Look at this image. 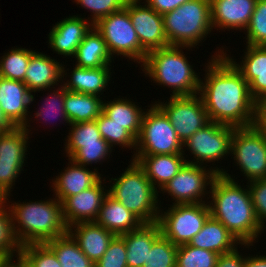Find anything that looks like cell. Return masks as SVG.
<instances>
[{"instance_id": "obj_34", "label": "cell", "mask_w": 266, "mask_h": 267, "mask_svg": "<svg viewBox=\"0 0 266 267\" xmlns=\"http://www.w3.org/2000/svg\"><path fill=\"white\" fill-rule=\"evenodd\" d=\"M34 51L22 47L8 50L0 60V77L24 82L26 69Z\"/></svg>"}, {"instance_id": "obj_23", "label": "cell", "mask_w": 266, "mask_h": 267, "mask_svg": "<svg viewBox=\"0 0 266 267\" xmlns=\"http://www.w3.org/2000/svg\"><path fill=\"white\" fill-rule=\"evenodd\" d=\"M67 232L77 242L82 252L96 263L116 236L96 222H82L68 227Z\"/></svg>"}, {"instance_id": "obj_1", "label": "cell", "mask_w": 266, "mask_h": 267, "mask_svg": "<svg viewBox=\"0 0 266 267\" xmlns=\"http://www.w3.org/2000/svg\"><path fill=\"white\" fill-rule=\"evenodd\" d=\"M219 50L206 64L198 94L211 122L235 128L252 126L255 100L249 84L224 56V50Z\"/></svg>"}, {"instance_id": "obj_50", "label": "cell", "mask_w": 266, "mask_h": 267, "mask_svg": "<svg viewBox=\"0 0 266 267\" xmlns=\"http://www.w3.org/2000/svg\"><path fill=\"white\" fill-rule=\"evenodd\" d=\"M16 126L9 120L6 114L0 107V133H7L12 131Z\"/></svg>"}, {"instance_id": "obj_4", "label": "cell", "mask_w": 266, "mask_h": 267, "mask_svg": "<svg viewBox=\"0 0 266 267\" xmlns=\"http://www.w3.org/2000/svg\"><path fill=\"white\" fill-rule=\"evenodd\" d=\"M184 46H168L147 53L142 71L157 85L171 88L170 96L198 94L200 80L183 54ZM197 74V75H196Z\"/></svg>"}, {"instance_id": "obj_22", "label": "cell", "mask_w": 266, "mask_h": 267, "mask_svg": "<svg viewBox=\"0 0 266 267\" xmlns=\"http://www.w3.org/2000/svg\"><path fill=\"white\" fill-rule=\"evenodd\" d=\"M68 167L64 168L63 172L57 174L52 180V190L54 196L62 203L67 197L77 195L83 190L94 186L100 179L101 174L97 169L93 171L86 166L78 165L71 159ZM54 186V187H53Z\"/></svg>"}, {"instance_id": "obj_20", "label": "cell", "mask_w": 266, "mask_h": 267, "mask_svg": "<svg viewBox=\"0 0 266 267\" xmlns=\"http://www.w3.org/2000/svg\"><path fill=\"white\" fill-rule=\"evenodd\" d=\"M257 0H210L211 22L218 31L247 28Z\"/></svg>"}, {"instance_id": "obj_53", "label": "cell", "mask_w": 266, "mask_h": 267, "mask_svg": "<svg viewBox=\"0 0 266 267\" xmlns=\"http://www.w3.org/2000/svg\"><path fill=\"white\" fill-rule=\"evenodd\" d=\"M5 257H6V256H2V255H0V264H1L2 260H3Z\"/></svg>"}, {"instance_id": "obj_40", "label": "cell", "mask_w": 266, "mask_h": 267, "mask_svg": "<svg viewBox=\"0 0 266 267\" xmlns=\"http://www.w3.org/2000/svg\"><path fill=\"white\" fill-rule=\"evenodd\" d=\"M56 90V91H55ZM53 90V93L48 94L45 97V103L42 104L44 106L39 107L40 110L35 111V118H39L38 120L44 118V121L49 120L50 118H61L64 122L70 125L69 119L66 115L65 108H64V101H65V88L63 85H59L57 89ZM61 115V116H60ZM57 119V120H59ZM53 120V119H51Z\"/></svg>"}, {"instance_id": "obj_43", "label": "cell", "mask_w": 266, "mask_h": 267, "mask_svg": "<svg viewBox=\"0 0 266 267\" xmlns=\"http://www.w3.org/2000/svg\"><path fill=\"white\" fill-rule=\"evenodd\" d=\"M113 148L109 144H91L81 147L70 159L82 166L101 163L110 158Z\"/></svg>"}, {"instance_id": "obj_33", "label": "cell", "mask_w": 266, "mask_h": 267, "mask_svg": "<svg viewBox=\"0 0 266 267\" xmlns=\"http://www.w3.org/2000/svg\"><path fill=\"white\" fill-rule=\"evenodd\" d=\"M65 140V153L70 159L81 147L91 144H108L101 136L96 121L71 123Z\"/></svg>"}, {"instance_id": "obj_6", "label": "cell", "mask_w": 266, "mask_h": 267, "mask_svg": "<svg viewBox=\"0 0 266 267\" xmlns=\"http://www.w3.org/2000/svg\"><path fill=\"white\" fill-rule=\"evenodd\" d=\"M169 46L191 49L213 30L210 0H190L162 15Z\"/></svg>"}, {"instance_id": "obj_52", "label": "cell", "mask_w": 266, "mask_h": 267, "mask_svg": "<svg viewBox=\"0 0 266 267\" xmlns=\"http://www.w3.org/2000/svg\"><path fill=\"white\" fill-rule=\"evenodd\" d=\"M21 267H33V265L21 253Z\"/></svg>"}, {"instance_id": "obj_15", "label": "cell", "mask_w": 266, "mask_h": 267, "mask_svg": "<svg viewBox=\"0 0 266 267\" xmlns=\"http://www.w3.org/2000/svg\"><path fill=\"white\" fill-rule=\"evenodd\" d=\"M141 1L128 0L125 6L141 46L147 52L168 47L162 15Z\"/></svg>"}, {"instance_id": "obj_29", "label": "cell", "mask_w": 266, "mask_h": 267, "mask_svg": "<svg viewBox=\"0 0 266 267\" xmlns=\"http://www.w3.org/2000/svg\"><path fill=\"white\" fill-rule=\"evenodd\" d=\"M73 58L76 60V66L82 68L111 66L112 61H114V57L110 55L103 36L94 26L77 47Z\"/></svg>"}, {"instance_id": "obj_32", "label": "cell", "mask_w": 266, "mask_h": 267, "mask_svg": "<svg viewBox=\"0 0 266 267\" xmlns=\"http://www.w3.org/2000/svg\"><path fill=\"white\" fill-rule=\"evenodd\" d=\"M56 255L62 267H94V264L79 248L67 232L45 243Z\"/></svg>"}, {"instance_id": "obj_3", "label": "cell", "mask_w": 266, "mask_h": 267, "mask_svg": "<svg viewBox=\"0 0 266 267\" xmlns=\"http://www.w3.org/2000/svg\"><path fill=\"white\" fill-rule=\"evenodd\" d=\"M19 202L8 201L7 205L11 213L14 235L21 247L28 244H44L67 233L62 203L56 197L35 202Z\"/></svg>"}, {"instance_id": "obj_12", "label": "cell", "mask_w": 266, "mask_h": 267, "mask_svg": "<svg viewBox=\"0 0 266 267\" xmlns=\"http://www.w3.org/2000/svg\"><path fill=\"white\" fill-rule=\"evenodd\" d=\"M29 134L25 127L0 133V199L9 200L11 189L24 171Z\"/></svg>"}, {"instance_id": "obj_49", "label": "cell", "mask_w": 266, "mask_h": 267, "mask_svg": "<svg viewBox=\"0 0 266 267\" xmlns=\"http://www.w3.org/2000/svg\"><path fill=\"white\" fill-rule=\"evenodd\" d=\"M244 267H266L265 255L247 256L244 261Z\"/></svg>"}, {"instance_id": "obj_11", "label": "cell", "mask_w": 266, "mask_h": 267, "mask_svg": "<svg viewBox=\"0 0 266 267\" xmlns=\"http://www.w3.org/2000/svg\"><path fill=\"white\" fill-rule=\"evenodd\" d=\"M210 168V169H209ZM186 163L183 168L161 190L173 198V204L207 203L204 196L209 194L207 186L212 184L217 174H222L225 169ZM207 191V192H206ZM203 198V199H202Z\"/></svg>"}, {"instance_id": "obj_14", "label": "cell", "mask_w": 266, "mask_h": 267, "mask_svg": "<svg viewBox=\"0 0 266 267\" xmlns=\"http://www.w3.org/2000/svg\"><path fill=\"white\" fill-rule=\"evenodd\" d=\"M169 99L165 103L160 101L155 103L168 116L182 143L211 122L199 94L170 96Z\"/></svg>"}, {"instance_id": "obj_13", "label": "cell", "mask_w": 266, "mask_h": 267, "mask_svg": "<svg viewBox=\"0 0 266 267\" xmlns=\"http://www.w3.org/2000/svg\"><path fill=\"white\" fill-rule=\"evenodd\" d=\"M232 126L210 122L202 129L193 134L183 147L193 155L192 160L187 159L189 164L206 166L205 163H215L231 154V139L234 132ZM196 159V160H195ZM189 160V161H188Z\"/></svg>"}, {"instance_id": "obj_25", "label": "cell", "mask_w": 266, "mask_h": 267, "mask_svg": "<svg viewBox=\"0 0 266 267\" xmlns=\"http://www.w3.org/2000/svg\"><path fill=\"white\" fill-rule=\"evenodd\" d=\"M95 222L115 235L139 228L143 222L109 193L105 196Z\"/></svg>"}, {"instance_id": "obj_42", "label": "cell", "mask_w": 266, "mask_h": 267, "mask_svg": "<svg viewBox=\"0 0 266 267\" xmlns=\"http://www.w3.org/2000/svg\"><path fill=\"white\" fill-rule=\"evenodd\" d=\"M128 0H74L77 5H81L91 12V17L87 18L94 25L99 19L120 11L125 8ZM91 19V20H90Z\"/></svg>"}, {"instance_id": "obj_17", "label": "cell", "mask_w": 266, "mask_h": 267, "mask_svg": "<svg viewBox=\"0 0 266 267\" xmlns=\"http://www.w3.org/2000/svg\"><path fill=\"white\" fill-rule=\"evenodd\" d=\"M34 97L24 82L0 77V107L16 127H25L28 133L32 131L28 110Z\"/></svg>"}, {"instance_id": "obj_38", "label": "cell", "mask_w": 266, "mask_h": 267, "mask_svg": "<svg viewBox=\"0 0 266 267\" xmlns=\"http://www.w3.org/2000/svg\"><path fill=\"white\" fill-rule=\"evenodd\" d=\"M20 250L21 246L14 235L11 213L7 201L0 199V255H16Z\"/></svg>"}, {"instance_id": "obj_18", "label": "cell", "mask_w": 266, "mask_h": 267, "mask_svg": "<svg viewBox=\"0 0 266 267\" xmlns=\"http://www.w3.org/2000/svg\"><path fill=\"white\" fill-rule=\"evenodd\" d=\"M92 27V22L81 15L66 17L52 27L48 44L57 54L73 58L77 47Z\"/></svg>"}, {"instance_id": "obj_16", "label": "cell", "mask_w": 266, "mask_h": 267, "mask_svg": "<svg viewBox=\"0 0 266 267\" xmlns=\"http://www.w3.org/2000/svg\"><path fill=\"white\" fill-rule=\"evenodd\" d=\"M102 182L100 179L94 186L67 197L62 202V215L67 227L82 222H95L108 194V189L106 190Z\"/></svg>"}, {"instance_id": "obj_2", "label": "cell", "mask_w": 266, "mask_h": 267, "mask_svg": "<svg viewBox=\"0 0 266 267\" xmlns=\"http://www.w3.org/2000/svg\"><path fill=\"white\" fill-rule=\"evenodd\" d=\"M207 202L210 215L220 221L241 243V246L250 248L258 242L256 238L261 236L264 228L257 219L249 188H242L235 176L224 171L217 174L209 186ZM255 240V241H254Z\"/></svg>"}, {"instance_id": "obj_51", "label": "cell", "mask_w": 266, "mask_h": 267, "mask_svg": "<svg viewBox=\"0 0 266 267\" xmlns=\"http://www.w3.org/2000/svg\"><path fill=\"white\" fill-rule=\"evenodd\" d=\"M17 257L16 261L13 260ZM0 267H21V252L17 253V255H11V256H6L1 264Z\"/></svg>"}, {"instance_id": "obj_48", "label": "cell", "mask_w": 266, "mask_h": 267, "mask_svg": "<svg viewBox=\"0 0 266 267\" xmlns=\"http://www.w3.org/2000/svg\"><path fill=\"white\" fill-rule=\"evenodd\" d=\"M142 4L146 3L149 7L155 10L157 13L164 15L179 6L183 5L185 2L190 0H144Z\"/></svg>"}, {"instance_id": "obj_9", "label": "cell", "mask_w": 266, "mask_h": 267, "mask_svg": "<svg viewBox=\"0 0 266 267\" xmlns=\"http://www.w3.org/2000/svg\"><path fill=\"white\" fill-rule=\"evenodd\" d=\"M208 203L173 204L160 209L158 224L162 235L174 245L188 244L210 217Z\"/></svg>"}, {"instance_id": "obj_39", "label": "cell", "mask_w": 266, "mask_h": 267, "mask_svg": "<svg viewBox=\"0 0 266 267\" xmlns=\"http://www.w3.org/2000/svg\"><path fill=\"white\" fill-rule=\"evenodd\" d=\"M246 44L266 46V0H257L251 20L245 29Z\"/></svg>"}, {"instance_id": "obj_30", "label": "cell", "mask_w": 266, "mask_h": 267, "mask_svg": "<svg viewBox=\"0 0 266 267\" xmlns=\"http://www.w3.org/2000/svg\"><path fill=\"white\" fill-rule=\"evenodd\" d=\"M138 102L129 98H115L113 101H103V113L113 122L122 125L136 140L139 137L142 125V118L145 113Z\"/></svg>"}, {"instance_id": "obj_41", "label": "cell", "mask_w": 266, "mask_h": 267, "mask_svg": "<svg viewBox=\"0 0 266 267\" xmlns=\"http://www.w3.org/2000/svg\"><path fill=\"white\" fill-rule=\"evenodd\" d=\"M20 252L33 267H62L55 253L45 243L24 245Z\"/></svg>"}, {"instance_id": "obj_47", "label": "cell", "mask_w": 266, "mask_h": 267, "mask_svg": "<svg viewBox=\"0 0 266 267\" xmlns=\"http://www.w3.org/2000/svg\"><path fill=\"white\" fill-rule=\"evenodd\" d=\"M238 250V247L228 253L220 254L216 267H244L245 256Z\"/></svg>"}, {"instance_id": "obj_27", "label": "cell", "mask_w": 266, "mask_h": 267, "mask_svg": "<svg viewBox=\"0 0 266 267\" xmlns=\"http://www.w3.org/2000/svg\"><path fill=\"white\" fill-rule=\"evenodd\" d=\"M189 244L220 255L233 251L241 243L220 221L210 216Z\"/></svg>"}, {"instance_id": "obj_5", "label": "cell", "mask_w": 266, "mask_h": 267, "mask_svg": "<svg viewBox=\"0 0 266 267\" xmlns=\"http://www.w3.org/2000/svg\"><path fill=\"white\" fill-rule=\"evenodd\" d=\"M124 173L117 178H111L113 183L108 193L120 201L129 211L135 214L143 223L158 222L161 203L158 193L144 169L137 161L130 160ZM160 205V207H159Z\"/></svg>"}, {"instance_id": "obj_19", "label": "cell", "mask_w": 266, "mask_h": 267, "mask_svg": "<svg viewBox=\"0 0 266 267\" xmlns=\"http://www.w3.org/2000/svg\"><path fill=\"white\" fill-rule=\"evenodd\" d=\"M64 66L45 53L34 51L26 69L24 83L31 93L43 90L46 92L47 89L51 91L63 81L64 75L67 77Z\"/></svg>"}, {"instance_id": "obj_45", "label": "cell", "mask_w": 266, "mask_h": 267, "mask_svg": "<svg viewBox=\"0 0 266 267\" xmlns=\"http://www.w3.org/2000/svg\"><path fill=\"white\" fill-rule=\"evenodd\" d=\"M247 184L257 219L266 229V179L253 180Z\"/></svg>"}, {"instance_id": "obj_7", "label": "cell", "mask_w": 266, "mask_h": 267, "mask_svg": "<svg viewBox=\"0 0 266 267\" xmlns=\"http://www.w3.org/2000/svg\"><path fill=\"white\" fill-rule=\"evenodd\" d=\"M148 107L150 109L145 111L142 118L133 156L185 154L183 143L165 112L156 103Z\"/></svg>"}, {"instance_id": "obj_8", "label": "cell", "mask_w": 266, "mask_h": 267, "mask_svg": "<svg viewBox=\"0 0 266 267\" xmlns=\"http://www.w3.org/2000/svg\"><path fill=\"white\" fill-rule=\"evenodd\" d=\"M93 26L103 36L112 57L116 54L138 64L144 62L148 52L141 46L125 8L99 19Z\"/></svg>"}, {"instance_id": "obj_24", "label": "cell", "mask_w": 266, "mask_h": 267, "mask_svg": "<svg viewBox=\"0 0 266 267\" xmlns=\"http://www.w3.org/2000/svg\"><path fill=\"white\" fill-rule=\"evenodd\" d=\"M134 161L144 169L154 188L161 193L167 183L187 163L184 154H165L150 156H133Z\"/></svg>"}, {"instance_id": "obj_46", "label": "cell", "mask_w": 266, "mask_h": 267, "mask_svg": "<svg viewBox=\"0 0 266 267\" xmlns=\"http://www.w3.org/2000/svg\"><path fill=\"white\" fill-rule=\"evenodd\" d=\"M253 126L266 135V95L255 100Z\"/></svg>"}, {"instance_id": "obj_26", "label": "cell", "mask_w": 266, "mask_h": 267, "mask_svg": "<svg viewBox=\"0 0 266 267\" xmlns=\"http://www.w3.org/2000/svg\"><path fill=\"white\" fill-rule=\"evenodd\" d=\"M161 235L158 222L143 223L139 228L120 235L127 248V267H143L153 243Z\"/></svg>"}, {"instance_id": "obj_37", "label": "cell", "mask_w": 266, "mask_h": 267, "mask_svg": "<svg viewBox=\"0 0 266 267\" xmlns=\"http://www.w3.org/2000/svg\"><path fill=\"white\" fill-rule=\"evenodd\" d=\"M178 246L161 235L152 245L143 267H176Z\"/></svg>"}, {"instance_id": "obj_44", "label": "cell", "mask_w": 266, "mask_h": 267, "mask_svg": "<svg viewBox=\"0 0 266 267\" xmlns=\"http://www.w3.org/2000/svg\"><path fill=\"white\" fill-rule=\"evenodd\" d=\"M126 255L125 241L121 236L116 235L94 267H127Z\"/></svg>"}, {"instance_id": "obj_21", "label": "cell", "mask_w": 266, "mask_h": 267, "mask_svg": "<svg viewBox=\"0 0 266 267\" xmlns=\"http://www.w3.org/2000/svg\"><path fill=\"white\" fill-rule=\"evenodd\" d=\"M243 60L237 63L225 51L224 56L234 65L249 84L254 100L266 95V46L247 45Z\"/></svg>"}, {"instance_id": "obj_10", "label": "cell", "mask_w": 266, "mask_h": 267, "mask_svg": "<svg viewBox=\"0 0 266 267\" xmlns=\"http://www.w3.org/2000/svg\"><path fill=\"white\" fill-rule=\"evenodd\" d=\"M231 155L248 182L266 179V135L253 125L234 128Z\"/></svg>"}, {"instance_id": "obj_28", "label": "cell", "mask_w": 266, "mask_h": 267, "mask_svg": "<svg viewBox=\"0 0 266 267\" xmlns=\"http://www.w3.org/2000/svg\"><path fill=\"white\" fill-rule=\"evenodd\" d=\"M111 69L110 66L98 68L75 66L70 73L71 75H68L70 79L66 82L62 81V85L68 91L100 96L107 89L106 87L111 80Z\"/></svg>"}, {"instance_id": "obj_35", "label": "cell", "mask_w": 266, "mask_h": 267, "mask_svg": "<svg viewBox=\"0 0 266 267\" xmlns=\"http://www.w3.org/2000/svg\"><path fill=\"white\" fill-rule=\"evenodd\" d=\"M102 138L112 147L119 145L122 148L136 150V139L118 123L113 122L103 112L95 120ZM114 146V147H113Z\"/></svg>"}, {"instance_id": "obj_31", "label": "cell", "mask_w": 266, "mask_h": 267, "mask_svg": "<svg viewBox=\"0 0 266 267\" xmlns=\"http://www.w3.org/2000/svg\"><path fill=\"white\" fill-rule=\"evenodd\" d=\"M64 105L70 124L94 121L103 112V100L100 96L72 92L66 89Z\"/></svg>"}, {"instance_id": "obj_36", "label": "cell", "mask_w": 266, "mask_h": 267, "mask_svg": "<svg viewBox=\"0 0 266 267\" xmlns=\"http://www.w3.org/2000/svg\"><path fill=\"white\" fill-rule=\"evenodd\" d=\"M219 254L188 244L178 246L176 267H216Z\"/></svg>"}]
</instances>
